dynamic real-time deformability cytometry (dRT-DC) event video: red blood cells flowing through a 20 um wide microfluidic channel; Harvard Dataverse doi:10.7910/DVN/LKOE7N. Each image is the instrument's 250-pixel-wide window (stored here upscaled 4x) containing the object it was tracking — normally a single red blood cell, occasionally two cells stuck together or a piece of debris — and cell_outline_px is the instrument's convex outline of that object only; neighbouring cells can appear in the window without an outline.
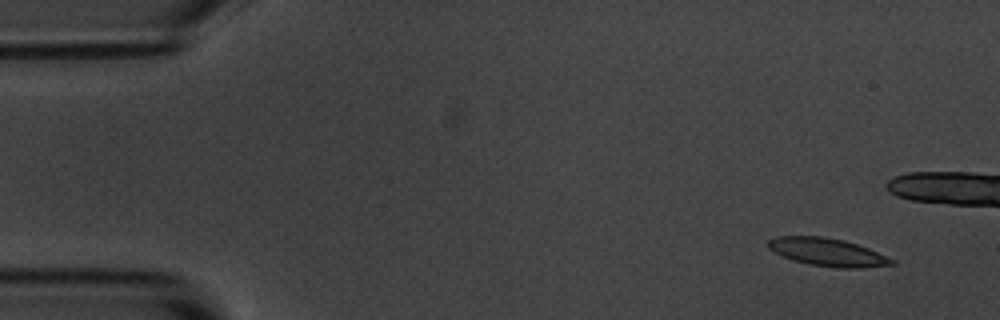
{"species": "common noctule bat (a hibernating species)", "species_latin": "Nyctalus noctula", "temperature_condition": "room temperature", "stored_images_in_passage": 54, "camera_frame_rate_fps": 3000, "um_per_image_px": 0.085, "animal": {"sex": "male", "body_mass_g": 20.1, "forearm_length_mm": 53.5}, "frame": {"image": 1, "passage_image": 1, "time_ms": 0.0, "image_size_px": [1000, 320], "cell_outline_px": [[896, 264], [860, 268], [836, 268], [812, 264], [792, 260], [768, 248], [768, 240], [776, 236], [824, 236], [844, 240], [868, 248], [896, 260]], "centroid_in_image_um": [70.36, 21.43], "position_along_channel_um": 14.6, "area_um2": 20.0}}
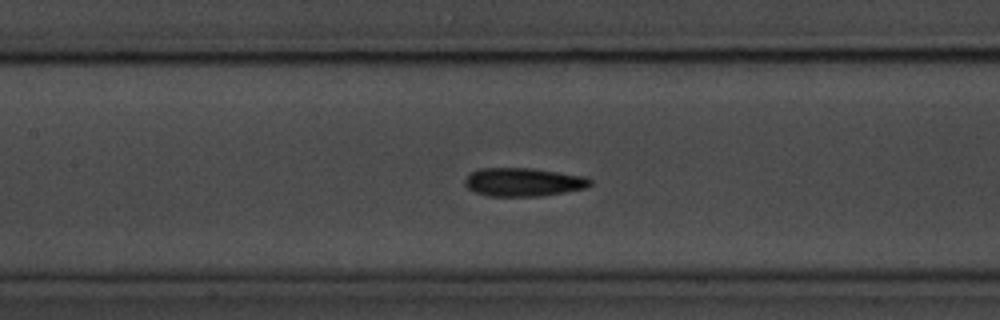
{"frame": {"image": 2, "passage_image": 22, "time_ms": 7.0, "image_size_px": [1000, 320], "cell_outline_px": [[592, 184], [588, 188], [540, 196], [488, 196], [476, 192], [468, 188], [464, 184], [464, 180], [472, 172], [480, 168], [532, 168], [588, 176], [592, 180]], "centroid_in_image_um": [44.54, 15.47], "position_along_channel_um": 162.9, "area_um2": 20.92}}
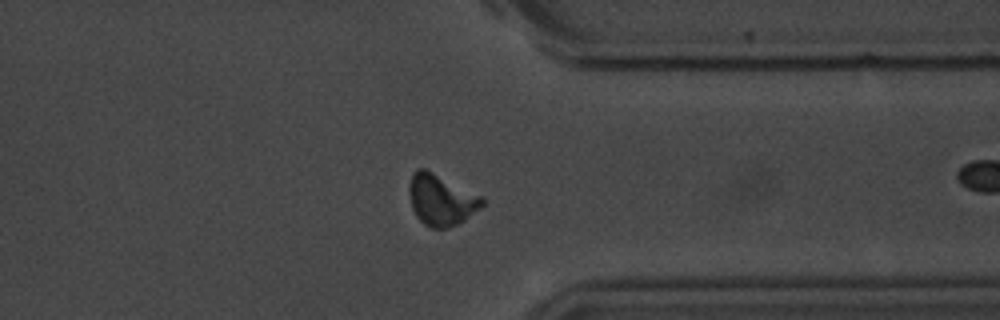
{"frame": {"image": 3, "passage_image": 40, "time_ms": 13.0, "image_size_px": [1000, 320], "cell_outline_px": [[484, 204], [480, 208], [464, 220], [448, 228], [432, 228], [424, 224], [416, 216], [412, 208], [408, 192], [408, 188], [412, 172], [416, 168], [424, 168], [484, 196]], "centroid_in_image_um": [37.49, 16.97], "position_along_channel_um": 373.9, "area_um2": 21.91}, "authors_computed_cell_mechanics": {"area_um2": 20.1722, "velocity_mm_per_s": 3.5823, "shape_relaxation_time_tau1_ms": 3.3643, "shape_relaxation_time_tau2_ms": 2.5124, "deformation_change_tau1": 0.1259, "deformation_change_tau2": 0.1059}}